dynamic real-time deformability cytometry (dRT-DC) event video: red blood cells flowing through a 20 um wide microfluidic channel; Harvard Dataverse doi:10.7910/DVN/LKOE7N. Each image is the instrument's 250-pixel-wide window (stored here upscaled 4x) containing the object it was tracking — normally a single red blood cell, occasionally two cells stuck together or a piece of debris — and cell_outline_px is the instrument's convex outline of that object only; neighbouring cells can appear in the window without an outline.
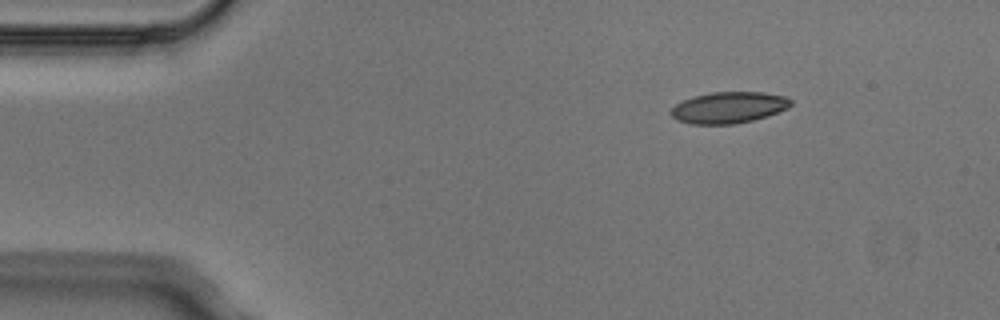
{"species": "Egyptian fruit bat (a non-hibernating species)", "species_latin": "Rousettus aegyptiacus", "temperature_condition": "cold", "stored_images_in_passage": 3, "camera_frame_rate_fps": 3000, "um_per_image_px": 0.085, "animal": {"sex": "male"}, "frame": {"image": 1, "passage_image": 1, "time_ms": 0.0, "image_size_px": [1000, 320], "cell_outline_px": [[792, 104], [788, 108], [768, 116], [736, 124], [688, 124], [676, 120], [668, 112], [676, 104], [692, 96], [712, 92], [764, 92], [784, 96], [792, 100]], "centroid_in_image_um": [61.92, 9.14], "position_along_channel_um": 23.1, "area_um2": 22.08}}